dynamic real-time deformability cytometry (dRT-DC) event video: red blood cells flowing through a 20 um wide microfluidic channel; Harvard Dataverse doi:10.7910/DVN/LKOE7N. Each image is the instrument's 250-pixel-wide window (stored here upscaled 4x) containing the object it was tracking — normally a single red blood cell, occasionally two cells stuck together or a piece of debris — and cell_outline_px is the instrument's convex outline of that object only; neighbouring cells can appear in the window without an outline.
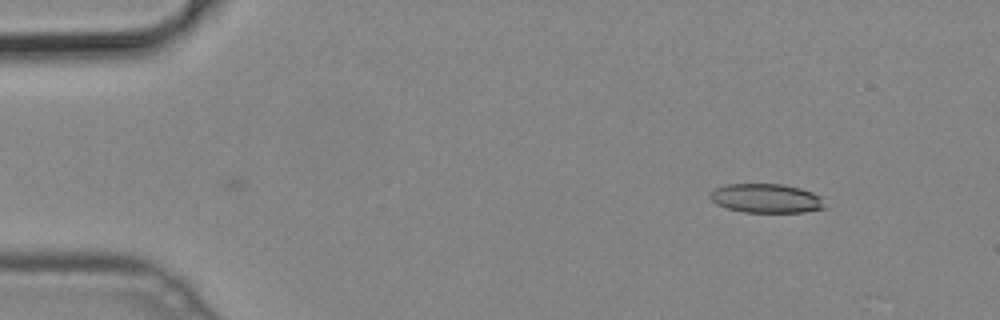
{"species": "common noctule bat (a hibernating species)", "species_latin": "Nyctalus noctula", "temperature_condition": "cold", "stored_images_in_passage": 8, "camera_frame_rate_fps": 3000, "um_per_image_px": 0.085, "animal": {"sex": "male", "body_mass_g": 19.2, "forearm_length_mm": 51.8}, "frame": {"image": 1, "passage_image": 8, "time_ms": 2.333, "image_size_px": [1000, 320], "cell_outline_px": [[828, 208], [804, 212], [744, 212], [728, 208], [716, 204], [708, 196], [716, 188], [728, 184], [784, 184], [800, 188], [812, 192], [820, 196]], "centroid_in_image_um": [65.17, 16.86], "position_along_channel_um": 19.8, "area_um2": 19.48}}